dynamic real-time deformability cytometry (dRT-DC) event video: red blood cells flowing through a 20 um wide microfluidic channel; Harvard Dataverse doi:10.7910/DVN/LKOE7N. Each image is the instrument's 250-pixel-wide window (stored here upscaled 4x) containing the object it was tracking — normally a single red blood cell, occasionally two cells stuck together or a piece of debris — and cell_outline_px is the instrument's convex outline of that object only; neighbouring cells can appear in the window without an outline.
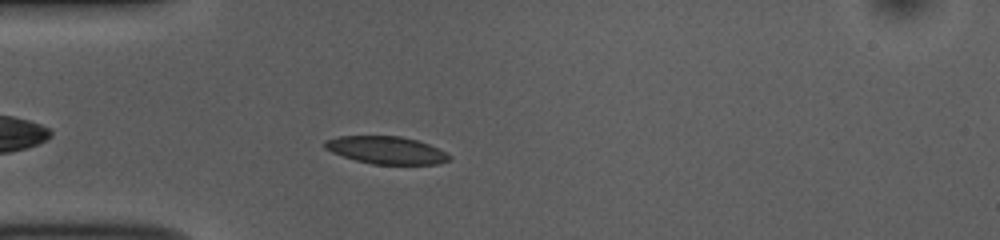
{"species": "common noctule bat (a hibernating species)", "species_latin": "Nyctalus noctula", "temperature_condition": "room temperature", "stored_images_in_passage": 43, "camera_frame_rate_fps": 3000, "um_per_image_px": 0.085, "animal": {"sex": "female", "body_mass_g": 10.0, "forearm_length_mm": 53.1}, "frame": {"image": 1, "passage_image": 5, "time_ms": 1.333, "image_size_px": [1000, 240], "cell_outline_px": [[452, 156], [448, 160], [440, 164], [372, 164], [356, 160], [332, 152], [324, 148], [324, 140], [340, 136], [400, 136], [416, 140], [428, 144]], "centroid_in_image_um": [32.81, 12.76], "position_along_channel_um": 52.2, "area_um2": 19.77}}
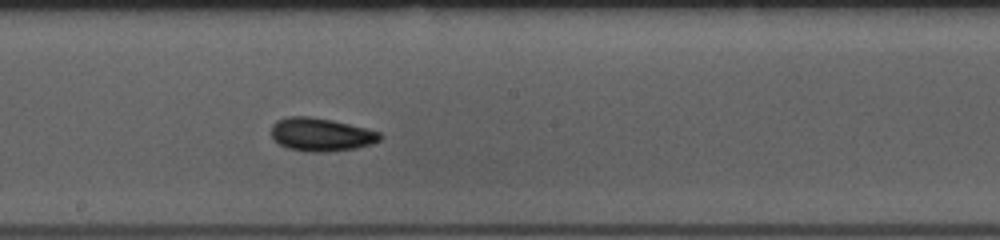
{"frame": {"image": 2, "passage_image": 19, "time_ms": 6.0, "image_size_px": [1000, 240], "cell_outline_px": [[384, 136], [380, 140], [372, 144], [356, 148], [324, 152], [308, 152], [288, 148], [272, 140], [272, 124], [276, 120], [288, 116], [308, 116], [332, 120], [380, 132]], "centroid_in_image_um": [27.27, 11.44], "position_along_channel_um": 220.9, "area_um2": 21.1}}
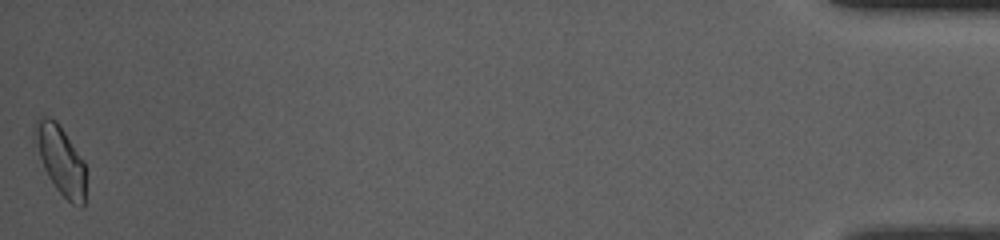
{"frame": {"image": 3, "passage_image": 43, "time_ms": 14.0, "image_size_px": [1000, 240], "cell_outline_px": [[84, 208], [80, 208], [72, 204], [56, 188], [48, 176], [44, 168], [32, 140], [32, 124], [40, 116], [48, 116], [56, 120], [84, 160]], "centroid_in_image_um": [5.09, 13.53], "position_along_channel_um": 430.1, "area_um2": 20.63}, "authors_computed_cell_mechanics": {"area_um2": 19.8832, "velocity_mm_per_s": 3.7959, "shape_relaxation_time_tau1_ms": 5.3007, "shape_relaxation_time_tau2_ms": 3.3325, "deformation_change_tau1": 0.1296, "deformation_change_tau2": 0.0814}}